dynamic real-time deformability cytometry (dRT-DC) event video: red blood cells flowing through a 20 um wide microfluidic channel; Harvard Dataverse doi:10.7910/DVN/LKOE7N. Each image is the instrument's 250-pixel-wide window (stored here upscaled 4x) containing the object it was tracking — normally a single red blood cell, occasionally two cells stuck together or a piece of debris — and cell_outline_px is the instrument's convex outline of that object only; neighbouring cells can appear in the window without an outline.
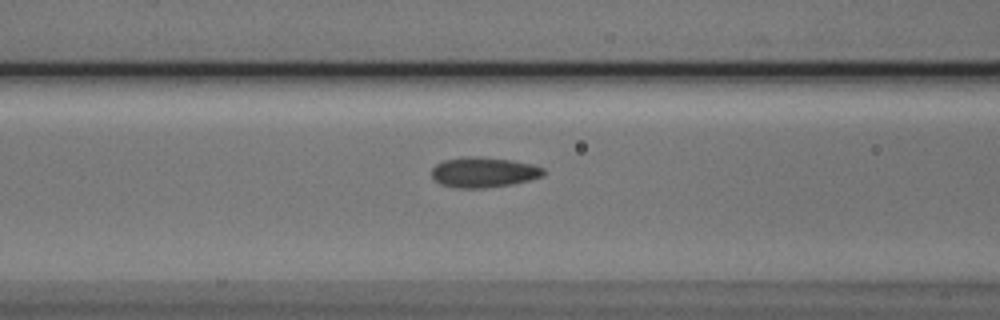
{"species": "Egyptian fruit bat (a non-hibernating species)", "species_latin": "Rousettus aegyptiacus", "temperature_condition": "cold", "stored_images_in_passage": 32, "camera_frame_rate_fps": 3000, "um_per_image_px": 0.085, "animal": {"sex": "male"}, "frame": {"image": 1, "passage_image": 5, "time_ms": 1.333, "image_size_px": [1000, 320], "cell_outline_px": [[544, 176], [512, 184], [484, 188], [452, 188], [440, 184], [432, 176], [432, 168], [436, 164], [444, 160], [472, 156], [512, 160], [532, 164], [544, 168]], "centroid_in_image_um": [41.1, 14.65], "position_along_channel_um": 125.5, "area_um2": 19.65}}
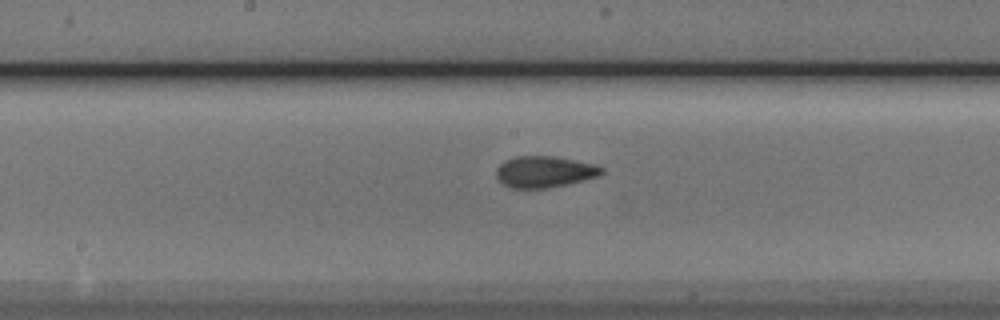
{"frame": {"image": 2, "passage_image": 11, "time_ms": 3.333, "image_size_px": [1000, 320], "cell_outline_px": [[604, 172], [600, 176], [584, 180], [548, 188], [512, 188], [504, 184], [496, 176], [496, 168], [504, 160], [516, 156], [552, 156], [596, 164], [604, 168]], "centroid_in_image_um": [46.3, 14.59], "position_along_channel_um": 201.9, "area_um2": 19.31}}
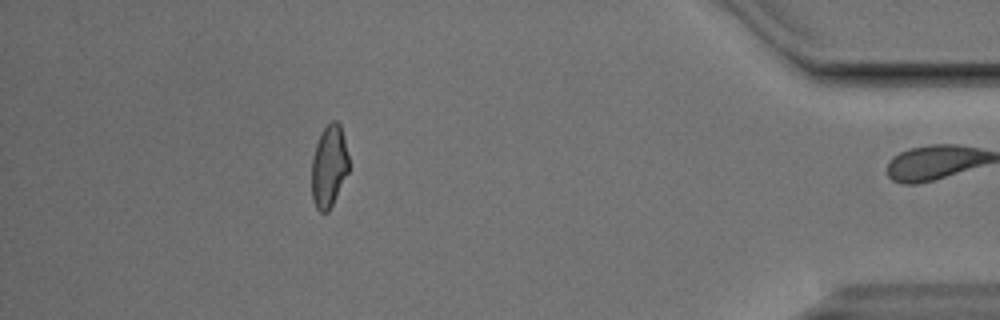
{"frame": {"image": 3, "passage_image": 31, "time_ms": 10.0, "image_size_px": [1000, 320], "cell_outline_px": [[348, 172], [328, 212], [320, 212], [316, 208], [312, 200], [312, 156], [316, 144], [324, 128], [332, 120], [336, 120], [340, 124], [348, 156]], "centroid_in_image_um": [27.95, 14.14], "position_along_channel_um": 407.3, "area_um2": 17.51}, "authors_computed_cell_mechanics": {"area_um2": 18.9295, "velocity_mm_per_s": 3.815, "shape_relaxation_time_tau1_ms": 4.4464, "shape_relaxation_time_tau2_ms": 1.445, "deformation_change_tau1": 0.1222, "deformation_change_tau2": 0.0541}}